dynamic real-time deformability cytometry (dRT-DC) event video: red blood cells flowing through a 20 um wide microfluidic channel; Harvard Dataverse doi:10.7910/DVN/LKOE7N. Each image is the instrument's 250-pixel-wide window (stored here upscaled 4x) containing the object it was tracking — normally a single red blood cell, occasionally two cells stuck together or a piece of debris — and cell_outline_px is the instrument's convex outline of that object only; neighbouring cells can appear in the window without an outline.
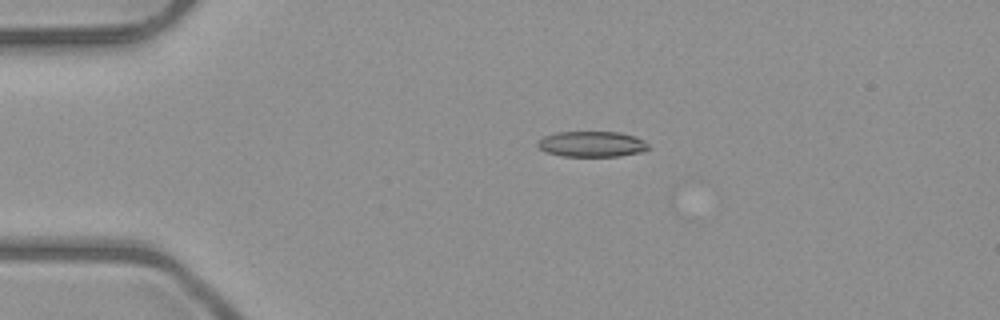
{"species": "common noctule bat (a hibernating species)", "species_latin": "Nyctalus noctula", "temperature_condition": "room temperature", "stored_images_in_passage": 6, "camera_frame_rate_fps": 3000, "um_per_image_px": 0.085, "animal": {"sex": "male", "body_mass_g": 23.1, "forearm_length_mm": 52.7}, "frame": {"image": 1, "passage_image": 1, "time_ms": 0.0, "image_size_px": [1000, 320], "cell_outline_px": [[648, 148], [644, 152], [620, 156], [560, 156], [548, 152], [540, 148], [536, 144], [544, 136], [556, 132], [620, 132], [636, 136], [644, 140], [648, 144]], "centroid_in_image_um": [50.35, 12.24], "position_along_channel_um": 34.7, "area_um2": 16.59}}